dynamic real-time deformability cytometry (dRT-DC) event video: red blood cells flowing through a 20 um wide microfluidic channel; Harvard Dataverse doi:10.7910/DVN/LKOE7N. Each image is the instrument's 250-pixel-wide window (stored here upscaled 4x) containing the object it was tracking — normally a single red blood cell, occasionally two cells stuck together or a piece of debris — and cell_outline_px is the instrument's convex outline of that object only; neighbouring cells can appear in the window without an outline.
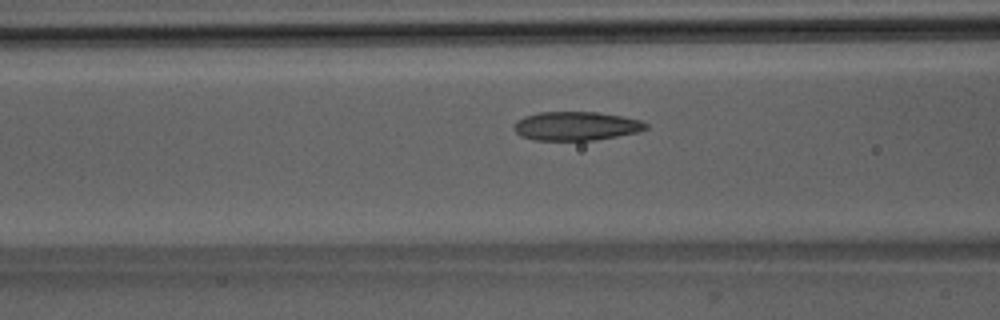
{"species": "Egyptian fruit bat (a non-hibernating species)", "species_latin": "Rousettus aegyptiacus", "temperature_condition": "room temperature", "stored_images_in_passage": 49, "camera_frame_rate_fps": 3000, "um_per_image_px": 0.085, "animal": {"sex": "male"}, "frame": {"image": 1, "passage_image": 18, "time_ms": 5.667, "image_size_px": [1000, 320], "cell_outline_px": [[648, 128], [636, 132], [596, 140], [532, 140], [520, 136], [512, 128], [516, 120], [524, 116], [540, 112], [600, 112], [624, 116], [640, 120], [648, 124]], "centroid_in_image_um": [48.94, 10.71], "position_along_channel_um": 117.7, "area_um2": 22.31}}
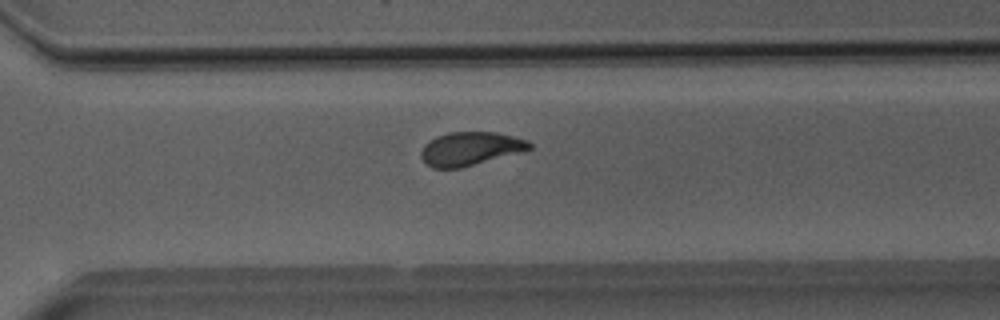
{"frame": {"image": 2, "passage_image": 34, "time_ms": 11.0, "image_size_px": [1000, 320], "cell_outline_px": [[532, 148], [520, 152], [460, 168], [432, 168], [424, 164], [420, 156], [420, 152], [424, 144], [436, 136], [448, 132], [496, 132], [528, 140], [532, 144]], "centroid_in_image_um": [39.93, 12.64], "position_along_channel_um": 330.7, "area_um2": 21.21}}
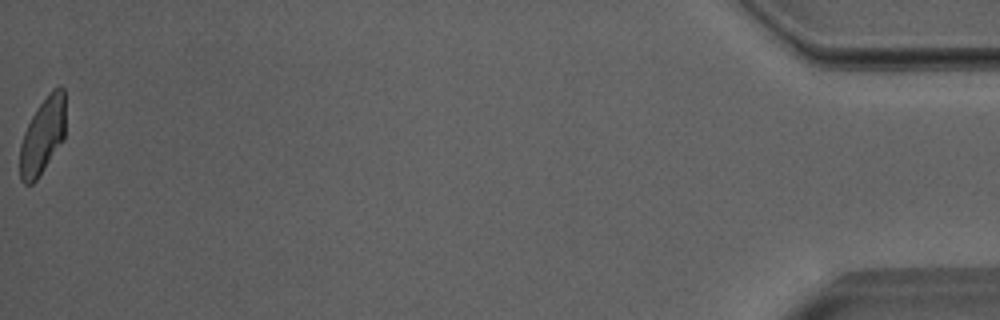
{"frame": {"image": 3, "passage_image": 49, "time_ms": 16.0, "image_size_px": [1000, 320], "cell_outline_px": [[64, 140], [36, 180], [32, 184], [24, 184], [20, 180], [20, 144], [24, 132], [36, 108], [48, 92], [52, 88], [60, 84], [64, 88]], "centroid_in_image_um": [3.62, 11.52], "position_along_channel_um": 431.6, "area_um2": 20.4}, "authors_computed_cell_mechanics": {"area_um2": 22.1374, "velocity_mm_per_s": 4.0024, "shape_relaxation_time_tau1_ms": 4.5784, "shape_relaxation_time_tau2_ms": 1.6233, "deformation_change_tau1": 0.1514, "deformation_change_tau2": 0.053}}